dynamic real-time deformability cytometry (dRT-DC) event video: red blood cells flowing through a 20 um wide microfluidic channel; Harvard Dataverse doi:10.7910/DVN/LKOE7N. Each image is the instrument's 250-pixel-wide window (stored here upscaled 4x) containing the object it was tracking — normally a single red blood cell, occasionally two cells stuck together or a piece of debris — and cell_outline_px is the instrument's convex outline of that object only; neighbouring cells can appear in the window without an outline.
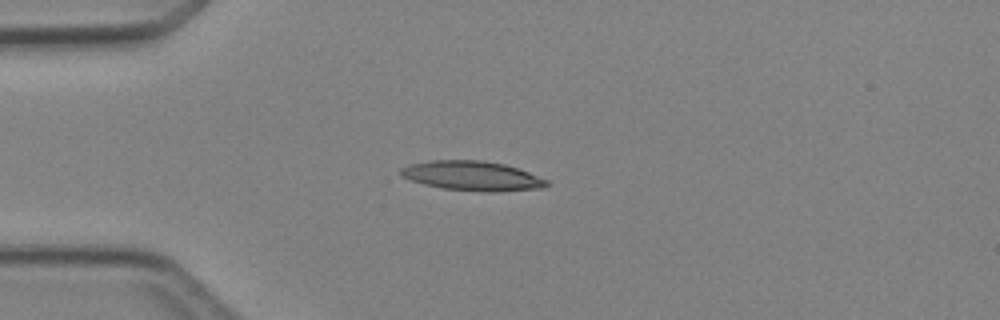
{"species": "Egyptian fruit bat (a non-hibernating species)", "species_latin": "Rousettus aegyptiacus", "temperature_condition": "cold", "stored_images_in_passage": 2, "camera_frame_rate_fps": 3000, "um_per_image_px": 0.085, "animal": {"sex": "female"}, "frame": {"image": 1, "passage_image": 1, "time_ms": 0.0, "image_size_px": [1000, 320], "cell_outline_px": [[552, 184], [544, 188], [496, 192], [488, 192], [444, 188], [424, 184], [400, 176], [400, 168], [408, 164], [432, 160], [484, 160], [504, 164], [528, 172], [548, 180]], "centroid_in_image_um": [40.16, 14.95], "position_along_channel_um": 44.8, "area_um2": 25.2}}